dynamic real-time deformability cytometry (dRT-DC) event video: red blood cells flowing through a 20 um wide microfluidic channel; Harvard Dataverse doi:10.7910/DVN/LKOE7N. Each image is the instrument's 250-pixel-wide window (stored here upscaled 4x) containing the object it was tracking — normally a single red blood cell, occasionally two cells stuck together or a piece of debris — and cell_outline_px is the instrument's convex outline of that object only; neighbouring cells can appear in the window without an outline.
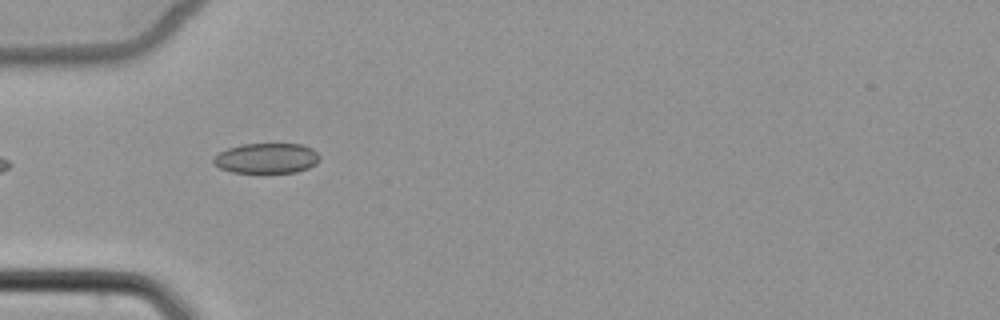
{"species": "common noctule bat (a hibernating species)", "species_latin": "Nyctalus noctula", "temperature_condition": "cold", "stored_images_in_passage": 3, "camera_frame_rate_fps": 3000, "um_per_image_px": 0.085, "animal": {"sex": "female", "body_mass_g": 22.7, "forearm_length_mm": 54.2}, "frame": {"image": 1, "passage_image": 1, "time_ms": 0.0, "image_size_px": [1000, 320], "cell_outline_px": [[320, 156], [316, 164], [308, 168], [296, 172], [232, 172], [220, 168], [212, 160], [220, 152], [228, 148], [240, 144], [304, 144], [312, 148]], "centroid_in_image_um": [22.69, 13.44], "position_along_channel_um": 62.3, "area_um2": 18.55}}
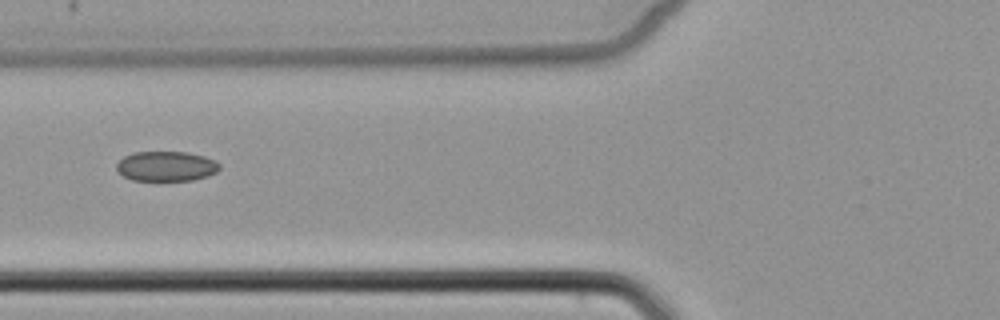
{"frame": {"image": 2, "passage_image": 2, "time_ms": 1.333, "image_size_px": [1000, 320], "cell_outline_px": [[220, 168], [216, 172], [208, 176], [192, 180], [132, 180], [124, 176], [116, 168], [116, 164], [124, 156], [132, 152], [188, 152], [204, 156], [216, 160], [220, 164]], "centroid_in_image_um": [14.15, 14.12], "position_along_channel_um": 111.6, "area_um2": 17.98}}
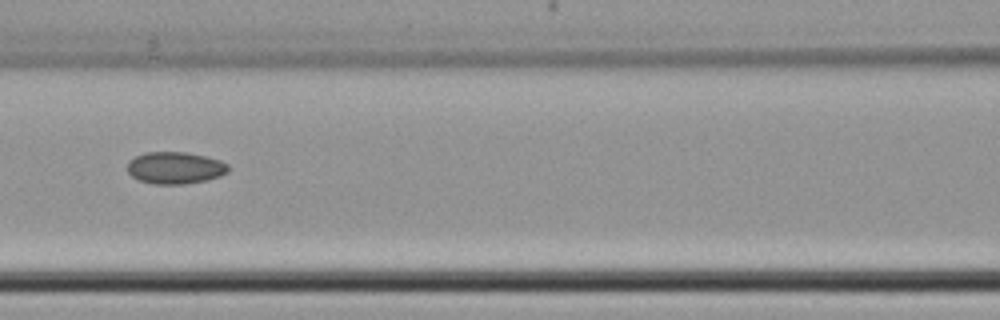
{"frame": {"image": 3, "passage_image": 3, "time_ms": 2.333, "image_size_px": [1000, 320], "cell_outline_px": [[228, 172], [220, 176], [208, 180], [184, 184], [152, 184], [140, 180], [132, 176], [128, 172], [128, 160], [144, 152], [184, 152], [208, 156], [220, 160], [228, 164]], "centroid_in_image_um": [14.9, 14.26], "position_along_channel_um": 151.7, "area_um2": 18.96}}